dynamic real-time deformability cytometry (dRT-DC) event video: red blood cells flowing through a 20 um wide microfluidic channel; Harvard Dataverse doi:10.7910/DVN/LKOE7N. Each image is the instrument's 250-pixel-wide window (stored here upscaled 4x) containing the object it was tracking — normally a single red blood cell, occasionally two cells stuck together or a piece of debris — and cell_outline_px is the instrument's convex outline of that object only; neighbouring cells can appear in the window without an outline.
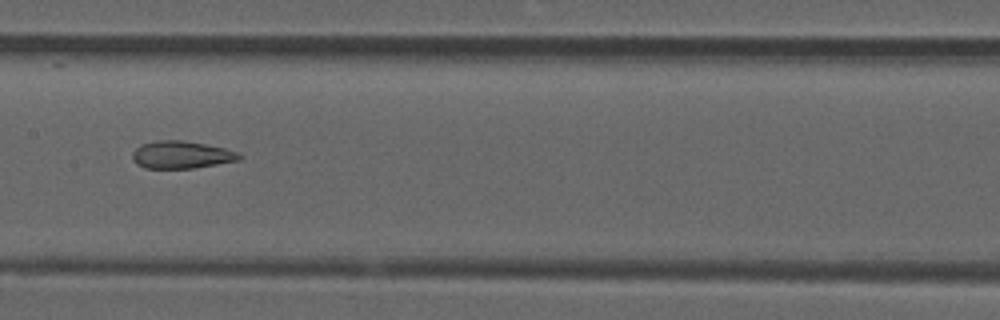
{"species": "common noctule bat (a hibernating species)", "species_latin": "Nyctalus noctula", "temperature_condition": "room temperature", "stored_images_in_passage": 7, "camera_frame_rate_fps": 3000, "um_per_image_px": 0.085, "animal": {"sex": "male", "forearm_length_mm": 52.5}, "frame": {"image": 1, "passage_image": 7, "time_ms": 2.0, "image_size_px": [1000, 320], "cell_outline_px": [[244, 156], [240, 160], [192, 168], [144, 168], [136, 164], [132, 160], [132, 152], [140, 144], [156, 140], [180, 140], [204, 144], [224, 148], [240, 152]], "centroid_in_image_um": [15.41, 13.15], "position_along_channel_um": 192.0, "area_um2": 17.22}}